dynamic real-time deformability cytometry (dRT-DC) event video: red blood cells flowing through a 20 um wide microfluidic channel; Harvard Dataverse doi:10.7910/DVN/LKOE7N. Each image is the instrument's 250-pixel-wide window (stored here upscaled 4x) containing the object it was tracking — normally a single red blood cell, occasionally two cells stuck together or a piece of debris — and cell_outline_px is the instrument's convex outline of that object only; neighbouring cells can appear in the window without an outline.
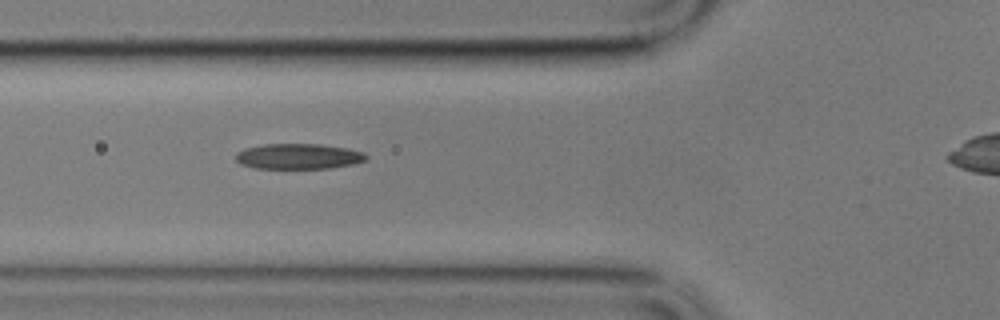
{"species": "common noctule bat (a hibernating species)", "species_latin": "Nyctalus noctula", "temperature_condition": "cold", "stored_images_in_passage": 44, "camera_frame_rate_fps": 3000, "um_per_image_px": 0.085, "animal": {"sex": "male", "body_mass_g": 17.9}, "frame": {"image": 1, "passage_image": 13, "time_ms": 4.0, "image_size_px": [1000, 320], "cell_outline_px": [[368, 160], [352, 164], [328, 168], [256, 168], [240, 164], [236, 160], [236, 152], [244, 148], [264, 144], [320, 144], [348, 148], [364, 152], [368, 156]], "centroid_in_image_um": [25.38, 13.28], "position_along_channel_um": 100.4, "area_um2": 19.42}}
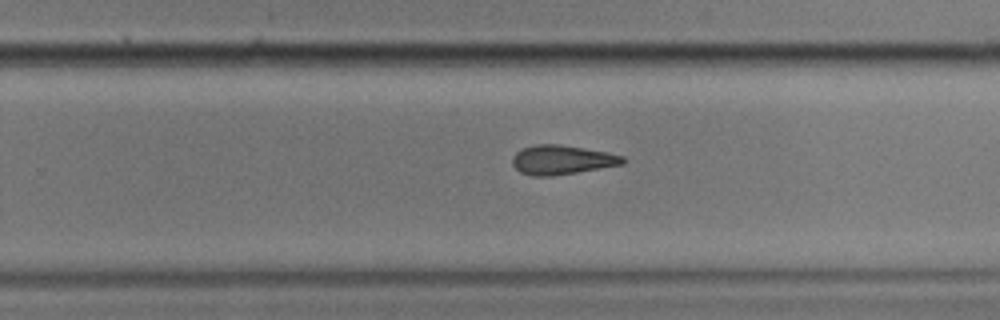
{"frame": {"image": 2, "passage_image": 29, "time_ms": 9.333, "image_size_px": [1000, 320], "cell_outline_px": [[628, 160], [624, 164], [552, 176], [532, 176], [520, 172], [512, 164], [512, 156], [516, 152], [524, 148], [536, 144], [560, 144], [608, 152], [624, 156]], "centroid_in_image_um": [47.78, 13.58], "position_along_channel_um": 282.0, "area_um2": 18.9}}
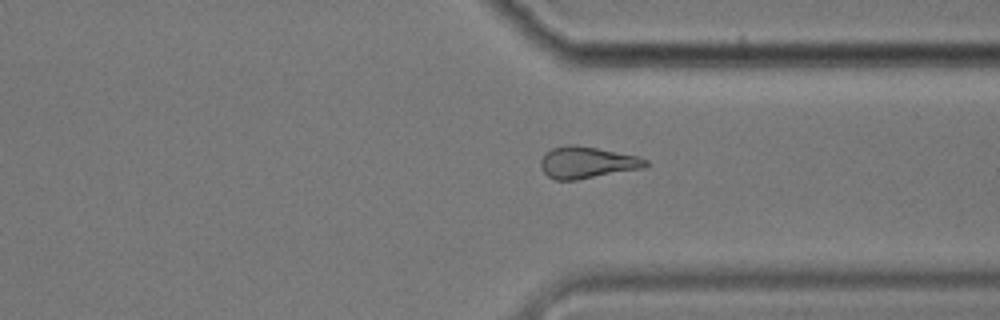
{"frame": {"image": 3, "passage_image": 36, "time_ms": 11.667, "image_size_px": [1000, 320], "cell_outline_px": [[648, 164], [644, 168], [576, 180], [556, 180], [548, 176], [540, 168], [540, 160], [544, 152], [552, 148], [568, 144], [576, 144], [640, 156], [648, 160]], "centroid_in_image_um": [49.89, 13.8], "position_along_channel_um": 361.5, "area_um2": 19.65}, "authors_computed_cell_mechanics": {"area_um2": 19.4208, "velocity_mm_per_s": 3.3981, "shape_relaxation_time_tau1_ms": 8.5148, "shape_relaxation_time_tau2_ms": 6.0162, "deformation_change_tau1": 0.1827, "deformation_change_tau2": 0.1566}}